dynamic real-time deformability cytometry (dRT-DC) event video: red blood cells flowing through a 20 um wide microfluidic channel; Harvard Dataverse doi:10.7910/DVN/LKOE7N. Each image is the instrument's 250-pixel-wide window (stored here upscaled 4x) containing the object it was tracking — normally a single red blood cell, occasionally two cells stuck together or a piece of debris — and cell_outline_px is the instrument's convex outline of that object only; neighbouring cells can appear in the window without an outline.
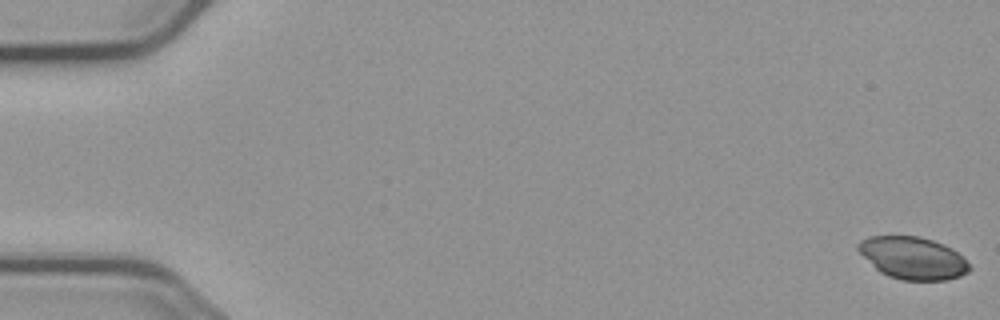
{"species": "common noctule bat (a hibernating species)", "species_latin": "Nyctalus noctula", "temperature_condition": "cold", "stored_images_in_passage": 57, "segment_of_instrument_passage": [1, 2], "camera_frame_rate_fps": 3000, "um_per_image_px": 0.085, "animal": {"sex": "male", "body_mass_g": 23.1, "forearm_length_mm": 52.7}, "frame": {"image": 1, "passage_image": 1, "time_ms": 0.0, "image_size_px": [1000, 320], "cell_outline_px": [[972, 268], [968, 272], [960, 276], [948, 280], [900, 280], [888, 276], [880, 272], [856, 248], [856, 244], [860, 240], [868, 236], [920, 236], [944, 244], [952, 248]], "centroid_in_image_um": [77.58, 21.93], "position_along_channel_um": 7.4, "area_um2": 27.34}}